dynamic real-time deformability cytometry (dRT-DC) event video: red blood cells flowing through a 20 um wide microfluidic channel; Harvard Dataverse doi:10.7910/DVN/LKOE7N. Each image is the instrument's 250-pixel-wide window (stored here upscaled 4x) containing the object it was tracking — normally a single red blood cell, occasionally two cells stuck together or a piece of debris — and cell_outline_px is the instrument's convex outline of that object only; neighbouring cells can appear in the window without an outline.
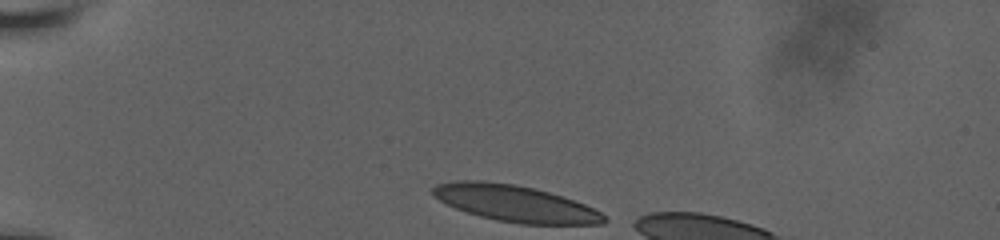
{"species": "human", "species_latin": "Homo sapiens", "temperature_condition": "room temperature", "stored_images_in_passage": 35, "camera_frame_rate_fps": 3000, "um_per_image_px": 0.085, "donor": {"sex": "male"}, "frame": {"image": 1, "passage_image": 1, "time_ms": 0.0, "image_size_px": [1000, 240], "cell_outline_px": [[608, 220], [604, 224], [520, 224], [496, 220], [480, 216], [456, 208], [432, 196], [432, 188], [436, 184], [456, 180], [484, 180], [516, 184], [548, 192], [584, 204], [600, 212]], "centroid_in_image_um": [43.76, 17.29], "position_along_channel_um": 41.2, "area_um2": 36.18}}
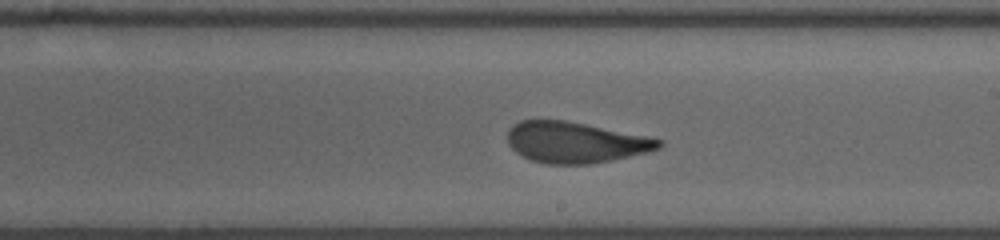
{"frame": {"image": 2, "passage_image": 21, "time_ms": 6.667, "image_size_px": [1000, 240], "cell_outline_px": [[664, 144], [660, 148], [648, 152], [592, 164], [544, 164], [520, 156], [508, 144], [508, 128], [512, 124], [520, 120], [564, 120], [648, 136], [664, 140]], "centroid_in_image_um": [48.9, 12.1], "position_along_channel_um": 240.1, "area_um2": 36.3}}
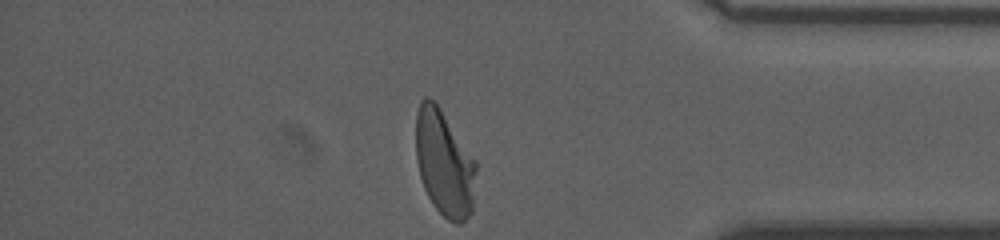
{"frame": {"image": 3, "passage_image": 35, "time_ms": 11.333, "image_size_px": [1000, 240], "cell_outline_px": [[476, 168], [472, 212], [460, 224], [456, 224], [448, 220], [432, 204], [424, 188], [420, 176], [416, 160], [416, 112], [420, 100], [424, 96], [428, 96], [440, 108], [476, 160]], "centroid_in_image_um": [37.75, 13.86], "position_along_channel_um": 397.4, "area_um2": 37.28}, "authors_computed_cell_mechanics": {"area_um2": 37.1654, "velocity_mm_per_s": 3.7873, "shape_relaxation_time_tau1_ms": 5.4995, "shape_relaxation_time_tau2_ms": 0.9962, "deformation_change_tau1": 0.1852, "deformation_change_tau2": 0.0796}}